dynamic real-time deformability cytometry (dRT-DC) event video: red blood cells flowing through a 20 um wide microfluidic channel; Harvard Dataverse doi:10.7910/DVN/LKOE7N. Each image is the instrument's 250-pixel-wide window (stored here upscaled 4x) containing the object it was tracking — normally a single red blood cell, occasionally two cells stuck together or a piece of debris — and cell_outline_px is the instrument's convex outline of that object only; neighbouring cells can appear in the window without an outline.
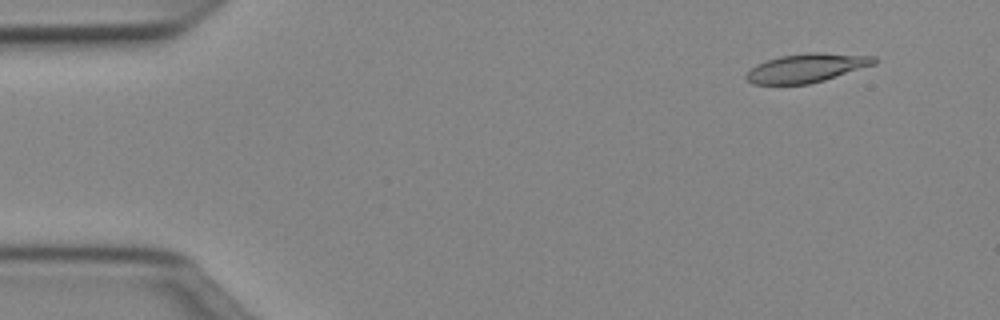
{"species": "Egyptian fruit bat (a non-hibernating species)", "species_latin": "Rousettus aegyptiacus", "temperature_condition": "cold", "stored_images_in_passage": 51, "camera_frame_rate_fps": 3000, "um_per_image_px": 0.085, "animal": {"sex": "female"}, "frame": {"image": 1, "passage_image": 5, "time_ms": 1.333, "image_size_px": [1000, 320], "cell_outline_px": [[880, 60], [876, 64], [824, 80], [808, 84], [752, 84], [744, 76], [756, 64], [780, 56], [808, 52], [820, 52], [876, 56]], "centroid_in_image_um": [68.61, 5.76], "position_along_channel_um": 16.4, "area_um2": 21.5}}
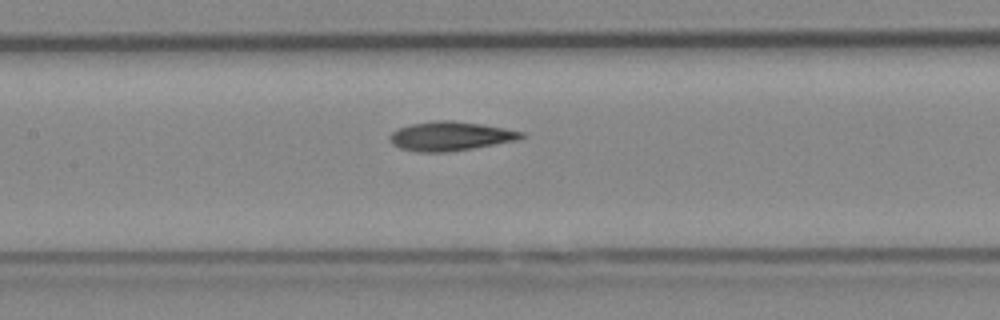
{"frame": {"image": 2, "passage_image": 24, "time_ms": 7.667, "image_size_px": [1000, 320], "cell_outline_px": [[524, 136], [520, 140], [472, 148], [444, 152], [416, 152], [400, 148], [392, 144], [388, 140], [388, 136], [396, 128], [412, 124], [436, 120], [452, 120], [480, 124], [504, 128], [524, 132]], "centroid_in_image_um": [38.25, 11.57], "position_along_channel_um": 169.2, "area_um2": 22.37}}
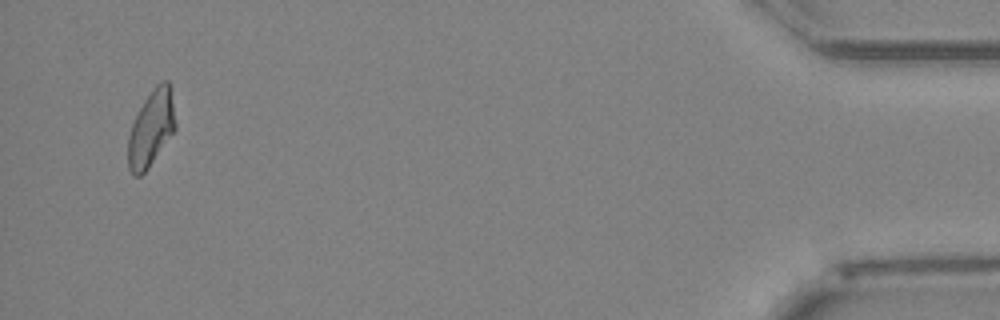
{"frame": {"image": 3, "passage_image": 49, "time_ms": 16.0, "image_size_px": [1000, 320], "cell_outline_px": [[176, 128], [148, 168], [140, 176], [132, 176], [128, 168], [128, 136], [132, 124], [144, 100], [156, 84], [160, 80], [168, 80], [172, 88], [176, 120]], "centroid_in_image_um": [12.87, 10.88], "position_along_channel_um": 422.3, "area_um2": 21.15}, "authors_computed_cell_mechanics": {"area_um2": 21.5594, "velocity_mm_per_s": 4.0218, "shape_relaxation_time_tau1_ms": 5.0403, "shape_relaxation_time_tau2_ms": 3.6162, "deformation_change_tau1": 0.166, "deformation_change_tau2": 0.1042}}